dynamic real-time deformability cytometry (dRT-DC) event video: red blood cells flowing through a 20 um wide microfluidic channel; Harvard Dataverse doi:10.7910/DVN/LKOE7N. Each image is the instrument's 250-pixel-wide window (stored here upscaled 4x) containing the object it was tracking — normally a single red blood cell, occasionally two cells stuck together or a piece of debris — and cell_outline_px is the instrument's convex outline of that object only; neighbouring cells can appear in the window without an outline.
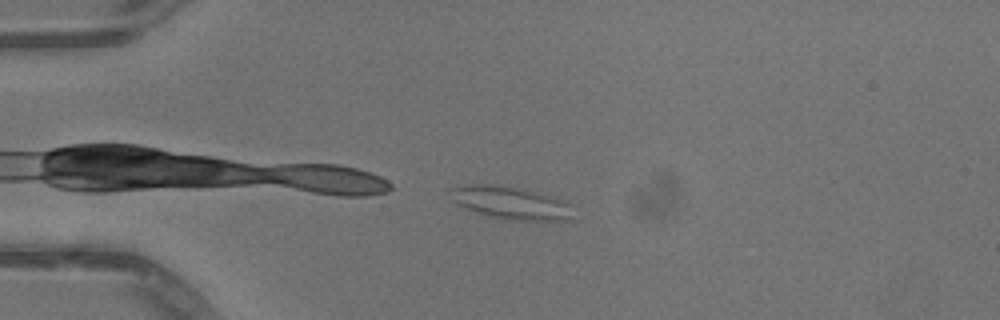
{"species": "common noctule bat (a hibernating species)", "species_latin": "Nyctalus noctula", "temperature_condition": "warm", "stored_images_in_passage": 39, "segment_of_instrument_passage": [1, 2], "camera_frame_rate_fps": 3000, "um_per_image_px": 0.085, "animal": {"sex": "male", "body_mass_g": 13.3}, "frame": {"image": 1, "passage_image": 1, "time_ms": 0.0, "image_size_px": [1000, 320], "cell_outline_px": [[568, 220], [500, 220], [476, 212], [456, 204], [452, 200], [452, 188], [472, 184], [488, 184], [524, 188], [560, 200], [568, 204]], "centroid_in_image_um": [43.31, 17.24], "position_along_channel_um": 41.7, "area_um2": 22.77}}
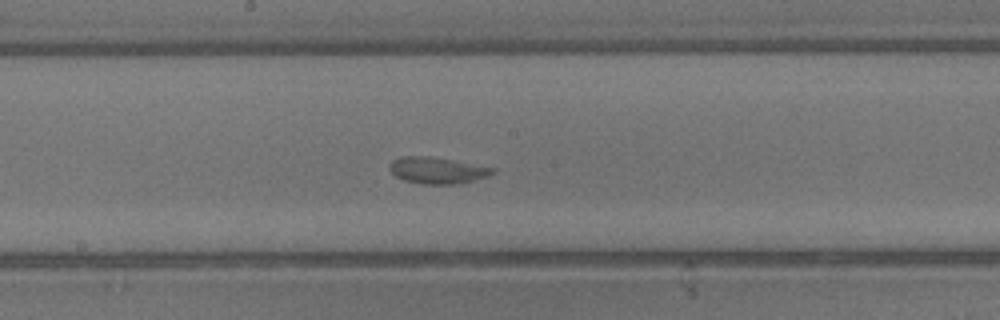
{"frame": {"image": 2, "passage_image": 16, "time_ms": 5.0, "image_size_px": [1000, 320], "cell_outline_px": [[496, 172], [488, 176], [460, 184], [420, 184], [404, 180], [396, 176], [388, 168], [388, 164], [392, 160], [400, 156], [428, 156], [452, 160], [496, 168]], "centroid_in_image_um": [37.15, 14.48], "position_along_channel_um": 211.0, "area_um2": 16.01}}
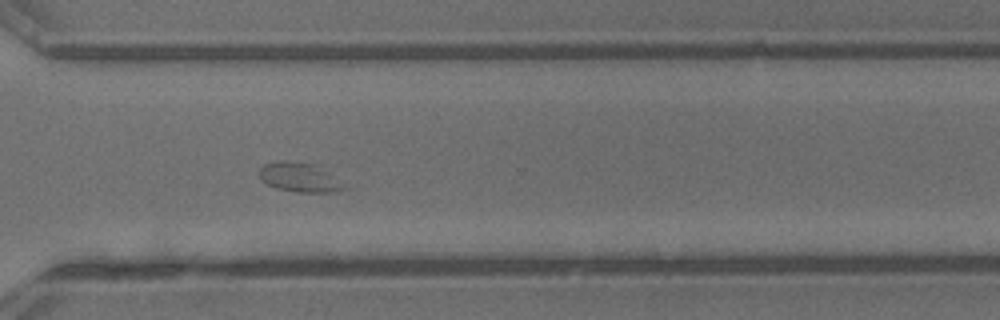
{"frame": {"image": 3, "passage_image": 26, "time_ms": 8.333, "image_size_px": [1000, 320], "cell_outline_px": [[348, 188], [332, 192], [296, 192], [276, 188], [268, 184], [260, 176], [260, 168], [264, 164], [280, 160], [288, 160], [312, 164]], "centroid_in_image_um": [25.38, 15.08], "position_along_channel_um": 345.2, "area_um2": 13.87}}